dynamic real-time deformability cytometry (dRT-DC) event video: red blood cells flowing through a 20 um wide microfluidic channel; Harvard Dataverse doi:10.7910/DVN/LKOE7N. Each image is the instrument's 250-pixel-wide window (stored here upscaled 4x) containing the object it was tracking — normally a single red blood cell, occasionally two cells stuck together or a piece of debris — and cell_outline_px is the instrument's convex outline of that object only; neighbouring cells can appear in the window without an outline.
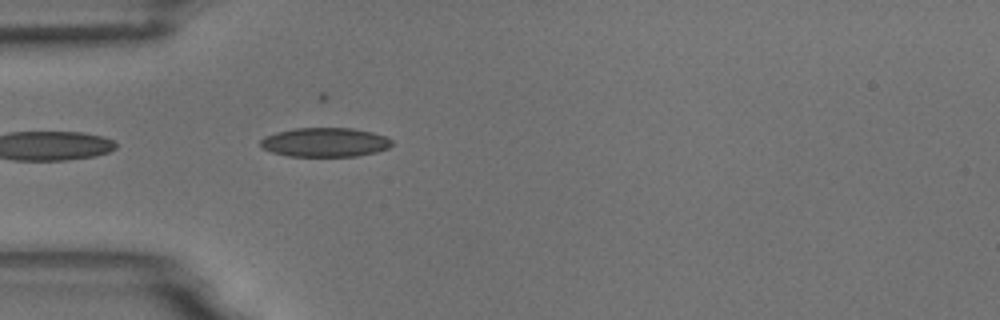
{"species": "common noctule bat (a hibernating species)", "species_latin": "Nyctalus noctula", "temperature_condition": "room temperature", "stored_images_in_passage": 6, "camera_frame_rate_fps": 3000, "um_per_image_px": 0.085, "animal": {"sex": "male", "body_mass_g": 18.8}, "frame": {"image": 1, "passage_image": 1, "time_ms": 0.0, "image_size_px": [1000, 320], "cell_outline_px": [[392, 144], [388, 148], [376, 152], [356, 156], [288, 156], [272, 152], [264, 148], [260, 144], [260, 140], [264, 136], [276, 132], [296, 128], [352, 128], [372, 132], [384, 136], [392, 140]], "centroid_in_image_um": [27.62, 12.09], "position_along_channel_um": 57.4, "area_um2": 22.25}}